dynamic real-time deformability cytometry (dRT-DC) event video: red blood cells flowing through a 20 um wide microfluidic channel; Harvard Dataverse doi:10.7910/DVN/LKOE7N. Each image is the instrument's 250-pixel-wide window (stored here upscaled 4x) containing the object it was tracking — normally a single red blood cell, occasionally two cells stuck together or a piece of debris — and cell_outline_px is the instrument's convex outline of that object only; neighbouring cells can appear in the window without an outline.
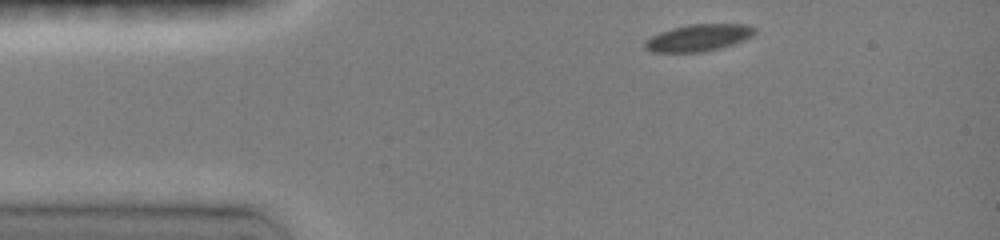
{"species": "common noctule bat (a hibernating species)", "species_latin": "Nyctalus noctula", "temperature_condition": "room temperature", "stored_images_in_passage": 19, "camera_frame_rate_fps": 3000, "um_per_image_px": 0.085, "animal": {"sex": "female", "body_mass_g": 19.0, "forearm_length_mm": 51.5}, "frame": {"image": 1, "passage_image": 1, "time_ms": 0.0, "image_size_px": [1000, 240], "cell_outline_px": [[756, 32], [752, 36], [744, 40], [720, 48], [700, 52], [652, 52], [644, 48], [644, 40], [660, 32], [672, 28], [688, 24], [748, 24], [756, 28]], "centroid_in_image_um": [59.37, 3.2], "position_along_channel_um": 25.6, "area_um2": 17.28}}
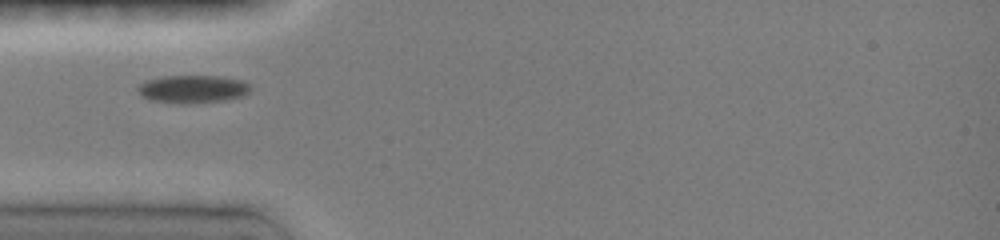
{"frame": {"image": 2, "passage_image": 12, "time_ms": 2.333, "image_size_px": [1000, 240], "cell_outline_px": [[252, 88], [244, 96], [228, 100], [184, 104], [148, 100], [136, 88], [144, 80], [160, 76], [224, 76], [244, 80]], "centroid_in_image_um": [16.41, 7.56], "position_along_channel_um": 68.6, "area_um2": 18.61}}